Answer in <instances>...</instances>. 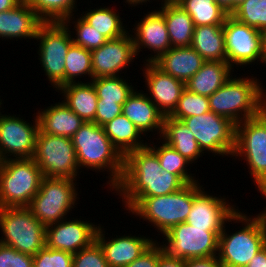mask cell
<instances>
[{
	"label": "cell",
	"instance_id": "cell-47",
	"mask_svg": "<svg viewBox=\"0 0 266 267\" xmlns=\"http://www.w3.org/2000/svg\"><path fill=\"white\" fill-rule=\"evenodd\" d=\"M185 267H224L217 256L185 260Z\"/></svg>",
	"mask_w": 266,
	"mask_h": 267
},
{
	"label": "cell",
	"instance_id": "cell-38",
	"mask_svg": "<svg viewBox=\"0 0 266 267\" xmlns=\"http://www.w3.org/2000/svg\"><path fill=\"white\" fill-rule=\"evenodd\" d=\"M43 22H63L77 14L78 0H26ZM75 12V13H74Z\"/></svg>",
	"mask_w": 266,
	"mask_h": 267
},
{
	"label": "cell",
	"instance_id": "cell-52",
	"mask_svg": "<svg viewBox=\"0 0 266 267\" xmlns=\"http://www.w3.org/2000/svg\"><path fill=\"white\" fill-rule=\"evenodd\" d=\"M153 1H157V0H153ZM124 2L126 4H128V6L130 5L131 7H135V6H138V5H146L147 7V3L151 2L152 3V0H124ZM161 4L159 3V6L162 5L164 2L163 0H160Z\"/></svg>",
	"mask_w": 266,
	"mask_h": 267
},
{
	"label": "cell",
	"instance_id": "cell-19",
	"mask_svg": "<svg viewBox=\"0 0 266 267\" xmlns=\"http://www.w3.org/2000/svg\"><path fill=\"white\" fill-rule=\"evenodd\" d=\"M133 26L129 32L133 37L137 56L141 49L148 48L151 52L143 60L144 63H153L172 47L164 16L158 9L145 13Z\"/></svg>",
	"mask_w": 266,
	"mask_h": 267
},
{
	"label": "cell",
	"instance_id": "cell-5",
	"mask_svg": "<svg viewBox=\"0 0 266 267\" xmlns=\"http://www.w3.org/2000/svg\"><path fill=\"white\" fill-rule=\"evenodd\" d=\"M0 243L34 256L46 246V226L28 207L0 208Z\"/></svg>",
	"mask_w": 266,
	"mask_h": 267
},
{
	"label": "cell",
	"instance_id": "cell-48",
	"mask_svg": "<svg viewBox=\"0 0 266 267\" xmlns=\"http://www.w3.org/2000/svg\"><path fill=\"white\" fill-rule=\"evenodd\" d=\"M157 267H185V260L168 255L163 251L159 255Z\"/></svg>",
	"mask_w": 266,
	"mask_h": 267
},
{
	"label": "cell",
	"instance_id": "cell-53",
	"mask_svg": "<svg viewBox=\"0 0 266 267\" xmlns=\"http://www.w3.org/2000/svg\"><path fill=\"white\" fill-rule=\"evenodd\" d=\"M256 189H258L257 191L261 193L262 197H265L266 196V179L258 187H256Z\"/></svg>",
	"mask_w": 266,
	"mask_h": 267
},
{
	"label": "cell",
	"instance_id": "cell-20",
	"mask_svg": "<svg viewBox=\"0 0 266 267\" xmlns=\"http://www.w3.org/2000/svg\"><path fill=\"white\" fill-rule=\"evenodd\" d=\"M106 229L100 224L96 241L101 246L105 259L109 267H125L141 256L157 240L144 235L136 236L135 234L114 235L105 237ZM112 237V238H111ZM111 238V239H110Z\"/></svg>",
	"mask_w": 266,
	"mask_h": 267
},
{
	"label": "cell",
	"instance_id": "cell-6",
	"mask_svg": "<svg viewBox=\"0 0 266 267\" xmlns=\"http://www.w3.org/2000/svg\"><path fill=\"white\" fill-rule=\"evenodd\" d=\"M193 203V183L177 192L155 197H145L130 214L146 221L162 236L173 226L187 220Z\"/></svg>",
	"mask_w": 266,
	"mask_h": 267
},
{
	"label": "cell",
	"instance_id": "cell-3",
	"mask_svg": "<svg viewBox=\"0 0 266 267\" xmlns=\"http://www.w3.org/2000/svg\"><path fill=\"white\" fill-rule=\"evenodd\" d=\"M247 214L238 210L232 221L242 223L240 230L228 231L225 224L219 236L217 258L224 267H245L266 246V209L256 216Z\"/></svg>",
	"mask_w": 266,
	"mask_h": 267
},
{
	"label": "cell",
	"instance_id": "cell-41",
	"mask_svg": "<svg viewBox=\"0 0 266 267\" xmlns=\"http://www.w3.org/2000/svg\"><path fill=\"white\" fill-rule=\"evenodd\" d=\"M209 111L211 110L207 96L190 92L185 88L181 93L177 106L169 116L181 121L186 117L200 115Z\"/></svg>",
	"mask_w": 266,
	"mask_h": 267
},
{
	"label": "cell",
	"instance_id": "cell-9",
	"mask_svg": "<svg viewBox=\"0 0 266 267\" xmlns=\"http://www.w3.org/2000/svg\"><path fill=\"white\" fill-rule=\"evenodd\" d=\"M32 159L37 163L43 177L78 180L82 172L72 139L43 133L40 129Z\"/></svg>",
	"mask_w": 266,
	"mask_h": 267
},
{
	"label": "cell",
	"instance_id": "cell-15",
	"mask_svg": "<svg viewBox=\"0 0 266 267\" xmlns=\"http://www.w3.org/2000/svg\"><path fill=\"white\" fill-rule=\"evenodd\" d=\"M201 182H193V203L186 223L195 228H224L232 224V216L239 210L238 206L223 198L209 194ZM220 197V198H219Z\"/></svg>",
	"mask_w": 266,
	"mask_h": 267
},
{
	"label": "cell",
	"instance_id": "cell-33",
	"mask_svg": "<svg viewBox=\"0 0 266 267\" xmlns=\"http://www.w3.org/2000/svg\"><path fill=\"white\" fill-rule=\"evenodd\" d=\"M157 155L148 147L136 149L124 157L122 178H154L162 172Z\"/></svg>",
	"mask_w": 266,
	"mask_h": 267
},
{
	"label": "cell",
	"instance_id": "cell-29",
	"mask_svg": "<svg viewBox=\"0 0 266 267\" xmlns=\"http://www.w3.org/2000/svg\"><path fill=\"white\" fill-rule=\"evenodd\" d=\"M158 9L164 16L171 46L190 47L195 28L191 16L177 2H164Z\"/></svg>",
	"mask_w": 266,
	"mask_h": 267
},
{
	"label": "cell",
	"instance_id": "cell-11",
	"mask_svg": "<svg viewBox=\"0 0 266 267\" xmlns=\"http://www.w3.org/2000/svg\"><path fill=\"white\" fill-rule=\"evenodd\" d=\"M222 231L223 228H195L182 222L166 232L160 244L168 255L183 260L213 257L218 254Z\"/></svg>",
	"mask_w": 266,
	"mask_h": 267
},
{
	"label": "cell",
	"instance_id": "cell-45",
	"mask_svg": "<svg viewBox=\"0 0 266 267\" xmlns=\"http://www.w3.org/2000/svg\"><path fill=\"white\" fill-rule=\"evenodd\" d=\"M122 108L123 104H117L109 101H98L95 123L102 127L116 116L122 114Z\"/></svg>",
	"mask_w": 266,
	"mask_h": 267
},
{
	"label": "cell",
	"instance_id": "cell-16",
	"mask_svg": "<svg viewBox=\"0 0 266 267\" xmlns=\"http://www.w3.org/2000/svg\"><path fill=\"white\" fill-rule=\"evenodd\" d=\"M185 185L176 174L162 170L161 174L154 178H121L112 191L121 197L125 211L130 213L145 197L168 195Z\"/></svg>",
	"mask_w": 266,
	"mask_h": 267
},
{
	"label": "cell",
	"instance_id": "cell-25",
	"mask_svg": "<svg viewBox=\"0 0 266 267\" xmlns=\"http://www.w3.org/2000/svg\"><path fill=\"white\" fill-rule=\"evenodd\" d=\"M39 129L50 135L72 138L75 132L85 122L73 112L63 101L37 112Z\"/></svg>",
	"mask_w": 266,
	"mask_h": 267
},
{
	"label": "cell",
	"instance_id": "cell-27",
	"mask_svg": "<svg viewBox=\"0 0 266 267\" xmlns=\"http://www.w3.org/2000/svg\"><path fill=\"white\" fill-rule=\"evenodd\" d=\"M234 70L227 62L206 61L186 82L185 88L190 92L209 97L232 77Z\"/></svg>",
	"mask_w": 266,
	"mask_h": 267
},
{
	"label": "cell",
	"instance_id": "cell-22",
	"mask_svg": "<svg viewBox=\"0 0 266 267\" xmlns=\"http://www.w3.org/2000/svg\"><path fill=\"white\" fill-rule=\"evenodd\" d=\"M137 89L128 96L123 104L122 113L134 123L143 136L147 137L151 132L154 137L159 134V138L163 130L164 115L143 90Z\"/></svg>",
	"mask_w": 266,
	"mask_h": 267
},
{
	"label": "cell",
	"instance_id": "cell-54",
	"mask_svg": "<svg viewBox=\"0 0 266 267\" xmlns=\"http://www.w3.org/2000/svg\"><path fill=\"white\" fill-rule=\"evenodd\" d=\"M263 63L266 65V32L264 33V57H263Z\"/></svg>",
	"mask_w": 266,
	"mask_h": 267
},
{
	"label": "cell",
	"instance_id": "cell-49",
	"mask_svg": "<svg viewBox=\"0 0 266 267\" xmlns=\"http://www.w3.org/2000/svg\"><path fill=\"white\" fill-rule=\"evenodd\" d=\"M245 267H266V246Z\"/></svg>",
	"mask_w": 266,
	"mask_h": 267
},
{
	"label": "cell",
	"instance_id": "cell-56",
	"mask_svg": "<svg viewBox=\"0 0 266 267\" xmlns=\"http://www.w3.org/2000/svg\"><path fill=\"white\" fill-rule=\"evenodd\" d=\"M178 0H163V2H177Z\"/></svg>",
	"mask_w": 266,
	"mask_h": 267
},
{
	"label": "cell",
	"instance_id": "cell-17",
	"mask_svg": "<svg viewBox=\"0 0 266 267\" xmlns=\"http://www.w3.org/2000/svg\"><path fill=\"white\" fill-rule=\"evenodd\" d=\"M91 56L93 78L120 76L138 58L129 31L91 50Z\"/></svg>",
	"mask_w": 266,
	"mask_h": 267
},
{
	"label": "cell",
	"instance_id": "cell-10",
	"mask_svg": "<svg viewBox=\"0 0 266 267\" xmlns=\"http://www.w3.org/2000/svg\"><path fill=\"white\" fill-rule=\"evenodd\" d=\"M232 157L246 162L255 186L266 179V108L258 116L236 125Z\"/></svg>",
	"mask_w": 266,
	"mask_h": 267
},
{
	"label": "cell",
	"instance_id": "cell-37",
	"mask_svg": "<svg viewBox=\"0 0 266 267\" xmlns=\"http://www.w3.org/2000/svg\"><path fill=\"white\" fill-rule=\"evenodd\" d=\"M86 75L90 81L93 79L91 51L72 43L65 60V85L86 82L80 80Z\"/></svg>",
	"mask_w": 266,
	"mask_h": 267
},
{
	"label": "cell",
	"instance_id": "cell-55",
	"mask_svg": "<svg viewBox=\"0 0 266 267\" xmlns=\"http://www.w3.org/2000/svg\"><path fill=\"white\" fill-rule=\"evenodd\" d=\"M245 0H234V10L241 4L243 3Z\"/></svg>",
	"mask_w": 266,
	"mask_h": 267
},
{
	"label": "cell",
	"instance_id": "cell-32",
	"mask_svg": "<svg viewBox=\"0 0 266 267\" xmlns=\"http://www.w3.org/2000/svg\"><path fill=\"white\" fill-rule=\"evenodd\" d=\"M116 9L110 6H100L93 9H87L80 15L92 28L106 37L108 40L118 38L128 32Z\"/></svg>",
	"mask_w": 266,
	"mask_h": 267
},
{
	"label": "cell",
	"instance_id": "cell-2",
	"mask_svg": "<svg viewBox=\"0 0 266 267\" xmlns=\"http://www.w3.org/2000/svg\"><path fill=\"white\" fill-rule=\"evenodd\" d=\"M251 75H232L208 97L210 110L235 125L258 116L266 108V89L262 81L254 77V74Z\"/></svg>",
	"mask_w": 266,
	"mask_h": 267
},
{
	"label": "cell",
	"instance_id": "cell-43",
	"mask_svg": "<svg viewBox=\"0 0 266 267\" xmlns=\"http://www.w3.org/2000/svg\"><path fill=\"white\" fill-rule=\"evenodd\" d=\"M72 267H109L103 250L95 240L90 246L73 254Z\"/></svg>",
	"mask_w": 266,
	"mask_h": 267
},
{
	"label": "cell",
	"instance_id": "cell-26",
	"mask_svg": "<svg viewBox=\"0 0 266 267\" xmlns=\"http://www.w3.org/2000/svg\"><path fill=\"white\" fill-rule=\"evenodd\" d=\"M64 85L56 90L62 101L85 122H95L98 97L91 81Z\"/></svg>",
	"mask_w": 266,
	"mask_h": 267
},
{
	"label": "cell",
	"instance_id": "cell-36",
	"mask_svg": "<svg viewBox=\"0 0 266 267\" xmlns=\"http://www.w3.org/2000/svg\"><path fill=\"white\" fill-rule=\"evenodd\" d=\"M123 77L125 76L93 78L91 83L95 88L98 101L124 104L137 85L133 86L129 79L127 80Z\"/></svg>",
	"mask_w": 266,
	"mask_h": 267
},
{
	"label": "cell",
	"instance_id": "cell-4",
	"mask_svg": "<svg viewBox=\"0 0 266 267\" xmlns=\"http://www.w3.org/2000/svg\"><path fill=\"white\" fill-rule=\"evenodd\" d=\"M43 178L32 158L8 159L0 165V208L28 207Z\"/></svg>",
	"mask_w": 266,
	"mask_h": 267
},
{
	"label": "cell",
	"instance_id": "cell-13",
	"mask_svg": "<svg viewBox=\"0 0 266 267\" xmlns=\"http://www.w3.org/2000/svg\"><path fill=\"white\" fill-rule=\"evenodd\" d=\"M226 62L232 67H247L263 64L264 33L248 26L231 14L223 24Z\"/></svg>",
	"mask_w": 266,
	"mask_h": 267
},
{
	"label": "cell",
	"instance_id": "cell-14",
	"mask_svg": "<svg viewBox=\"0 0 266 267\" xmlns=\"http://www.w3.org/2000/svg\"><path fill=\"white\" fill-rule=\"evenodd\" d=\"M33 123L19 114L0 113V159L32 158L39 131L37 113ZM22 118V119H21Z\"/></svg>",
	"mask_w": 266,
	"mask_h": 267
},
{
	"label": "cell",
	"instance_id": "cell-8",
	"mask_svg": "<svg viewBox=\"0 0 266 267\" xmlns=\"http://www.w3.org/2000/svg\"><path fill=\"white\" fill-rule=\"evenodd\" d=\"M70 30L63 22H43L35 37L41 70L55 91L65 85V60L73 43Z\"/></svg>",
	"mask_w": 266,
	"mask_h": 267
},
{
	"label": "cell",
	"instance_id": "cell-30",
	"mask_svg": "<svg viewBox=\"0 0 266 267\" xmlns=\"http://www.w3.org/2000/svg\"><path fill=\"white\" fill-rule=\"evenodd\" d=\"M104 132L112 142L113 146L125 157L129 152L136 149L145 148L143 134L136 128L123 113L104 124Z\"/></svg>",
	"mask_w": 266,
	"mask_h": 267
},
{
	"label": "cell",
	"instance_id": "cell-46",
	"mask_svg": "<svg viewBox=\"0 0 266 267\" xmlns=\"http://www.w3.org/2000/svg\"><path fill=\"white\" fill-rule=\"evenodd\" d=\"M164 251L160 241H156L141 256L125 267H157L159 255Z\"/></svg>",
	"mask_w": 266,
	"mask_h": 267
},
{
	"label": "cell",
	"instance_id": "cell-34",
	"mask_svg": "<svg viewBox=\"0 0 266 267\" xmlns=\"http://www.w3.org/2000/svg\"><path fill=\"white\" fill-rule=\"evenodd\" d=\"M157 139L160 141L156 145L154 140L153 142H149L150 139L146 138V140H148L147 146L157 155L162 169L169 173L176 174L185 184L197 182L199 178L197 179L196 175L190 173V169L187 168L192 163L174 148L167 145L164 141H161L160 138Z\"/></svg>",
	"mask_w": 266,
	"mask_h": 267
},
{
	"label": "cell",
	"instance_id": "cell-24",
	"mask_svg": "<svg viewBox=\"0 0 266 267\" xmlns=\"http://www.w3.org/2000/svg\"><path fill=\"white\" fill-rule=\"evenodd\" d=\"M206 61L190 47H171L153 63L163 72L186 82L194 76Z\"/></svg>",
	"mask_w": 266,
	"mask_h": 267
},
{
	"label": "cell",
	"instance_id": "cell-39",
	"mask_svg": "<svg viewBox=\"0 0 266 267\" xmlns=\"http://www.w3.org/2000/svg\"><path fill=\"white\" fill-rule=\"evenodd\" d=\"M78 14L79 13H77V16L74 14L63 21V23L67 27H71L72 25L74 26L72 28L73 31H70L73 43L90 51L99 48L101 45L105 44L108 41V39L104 37L102 34H100L98 31H96L94 28H92L80 16V14L79 15Z\"/></svg>",
	"mask_w": 266,
	"mask_h": 267
},
{
	"label": "cell",
	"instance_id": "cell-57",
	"mask_svg": "<svg viewBox=\"0 0 266 267\" xmlns=\"http://www.w3.org/2000/svg\"><path fill=\"white\" fill-rule=\"evenodd\" d=\"M2 105H3V102H2V99H0V113H1V110H2V109H1V108H2L1 106H2Z\"/></svg>",
	"mask_w": 266,
	"mask_h": 267
},
{
	"label": "cell",
	"instance_id": "cell-50",
	"mask_svg": "<svg viewBox=\"0 0 266 267\" xmlns=\"http://www.w3.org/2000/svg\"><path fill=\"white\" fill-rule=\"evenodd\" d=\"M23 0H0V12L15 8Z\"/></svg>",
	"mask_w": 266,
	"mask_h": 267
},
{
	"label": "cell",
	"instance_id": "cell-1",
	"mask_svg": "<svg viewBox=\"0 0 266 267\" xmlns=\"http://www.w3.org/2000/svg\"><path fill=\"white\" fill-rule=\"evenodd\" d=\"M71 139L79 169H90L97 174L107 171L106 185L113 190L122 178L124 157L113 146L103 127L95 122H84Z\"/></svg>",
	"mask_w": 266,
	"mask_h": 267
},
{
	"label": "cell",
	"instance_id": "cell-7",
	"mask_svg": "<svg viewBox=\"0 0 266 267\" xmlns=\"http://www.w3.org/2000/svg\"><path fill=\"white\" fill-rule=\"evenodd\" d=\"M77 184L74 179L43 177L28 208L44 226L60 222L77 207Z\"/></svg>",
	"mask_w": 266,
	"mask_h": 267
},
{
	"label": "cell",
	"instance_id": "cell-28",
	"mask_svg": "<svg viewBox=\"0 0 266 267\" xmlns=\"http://www.w3.org/2000/svg\"><path fill=\"white\" fill-rule=\"evenodd\" d=\"M160 139L174 148L192 164H195L198 162L196 160L204 156L191 130L182 121L170 116H164Z\"/></svg>",
	"mask_w": 266,
	"mask_h": 267
},
{
	"label": "cell",
	"instance_id": "cell-51",
	"mask_svg": "<svg viewBox=\"0 0 266 267\" xmlns=\"http://www.w3.org/2000/svg\"><path fill=\"white\" fill-rule=\"evenodd\" d=\"M215 1L229 14H231L234 11V0H215Z\"/></svg>",
	"mask_w": 266,
	"mask_h": 267
},
{
	"label": "cell",
	"instance_id": "cell-31",
	"mask_svg": "<svg viewBox=\"0 0 266 267\" xmlns=\"http://www.w3.org/2000/svg\"><path fill=\"white\" fill-rule=\"evenodd\" d=\"M191 47L205 61L226 62L223 25L196 26Z\"/></svg>",
	"mask_w": 266,
	"mask_h": 267
},
{
	"label": "cell",
	"instance_id": "cell-42",
	"mask_svg": "<svg viewBox=\"0 0 266 267\" xmlns=\"http://www.w3.org/2000/svg\"><path fill=\"white\" fill-rule=\"evenodd\" d=\"M72 263V253L46 246L33 256V267H72Z\"/></svg>",
	"mask_w": 266,
	"mask_h": 267
},
{
	"label": "cell",
	"instance_id": "cell-35",
	"mask_svg": "<svg viewBox=\"0 0 266 267\" xmlns=\"http://www.w3.org/2000/svg\"><path fill=\"white\" fill-rule=\"evenodd\" d=\"M177 3L191 16L195 27L223 25L229 15L215 0H178Z\"/></svg>",
	"mask_w": 266,
	"mask_h": 267
},
{
	"label": "cell",
	"instance_id": "cell-40",
	"mask_svg": "<svg viewBox=\"0 0 266 267\" xmlns=\"http://www.w3.org/2000/svg\"><path fill=\"white\" fill-rule=\"evenodd\" d=\"M231 15L248 26L266 32V0H245Z\"/></svg>",
	"mask_w": 266,
	"mask_h": 267
},
{
	"label": "cell",
	"instance_id": "cell-21",
	"mask_svg": "<svg viewBox=\"0 0 266 267\" xmlns=\"http://www.w3.org/2000/svg\"><path fill=\"white\" fill-rule=\"evenodd\" d=\"M143 78L148 98L156 105L158 110L169 116L177 106L185 83L163 72L154 63H143Z\"/></svg>",
	"mask_w": 266,
	"mask_h": 267
},
{
	"label": "cell",
	"instance_id": "cell-23",
	"mask_svg": "<svg viewBox=\"0 0 266 267\" xmlns=\"http://www.w3.org/2000/svg\"><path fill=\"white\" fill-rule=\"evenodd\" d=\"M43 21L37 16L26 0L15 8L0 12V38L3 39H34Z\"/></svg>",
	"mask_w": 266,
	"mask_h": 267
},
{
	"label": "cell",
	"instance_id": "cell-12",
	"mask_svg": "<svg viewBox=\"0 0 266 267\" xmlns=\"http://www.w3.org/2000/svg\"><path fill=\"white\" fill-rule=\"evenodd\" d=\"M181 121L191 130L203 153L232 158L236 125L229 119L209 111Z\"/></svg>",
	"mask_w": 266,
	"mask_h": 267
},
{
	"label": "cell",
	"instance_id": "cell-18",
	"mask_svg": "<svg viewBox=\"0 0 266 267\" xmlns=\"http://www.w3.org/2000/svg\"><path fill=\"white\" fill-rule=\"evenodd\" d=\"M100 223L65 218L60 222L46 226V247L67 251L72 254L90 246L96 240Z\"/></svg>",
	"mask_w": 266,
	"mask_h": 267
},
{
	"label": "cell",
	"instance_id": "cell-44",
	"mask_svg": "<svg viewBox=\"0 0 266 267\" xmlns=\"http://www.w3.org/2000/svg\"><path fill=\"white\" fill-rule=\"evenodd\" d=\"M0 267H33V256L0 243Z\"/></svg>",
	"mask_w": 266,
	"mask_h": 267
}]
</instances>
